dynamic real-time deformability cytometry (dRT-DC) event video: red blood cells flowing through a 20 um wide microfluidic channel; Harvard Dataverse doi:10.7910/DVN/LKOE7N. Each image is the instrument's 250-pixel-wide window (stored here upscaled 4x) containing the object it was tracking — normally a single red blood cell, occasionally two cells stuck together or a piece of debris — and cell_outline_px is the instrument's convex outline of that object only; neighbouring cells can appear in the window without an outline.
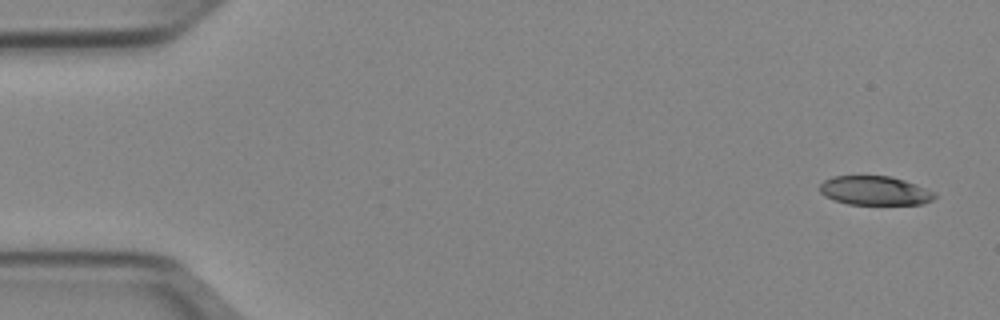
{"species": "Egyptian fruit bat (a non-hibernating species)", "species_latin": "Rousettus aegyptiacus", "temperature_condition": "cold", "stored_images_in_passage": 50, "camera_frame_rate_fps": 3000, "um_per_image_px": 0.085, "animal": {"sex": "female"}, "frame": {"image": 1, "passage_image": 1, "time_ms": 0.0, "image_size_px": [1000, 320], "cell_outline_px": [[936, 196], [932, 200], [924, 204], [848, 204], [832, 200], [824, 196], [820, 192], [820, 184], [824, 180], [832, 176], [892, 176], [916, 184], [936, 192]], "centroid_in_image_um": [74.36, 16.2], "position_along_channel_um": 10.6, "area_um2": 19.59}}
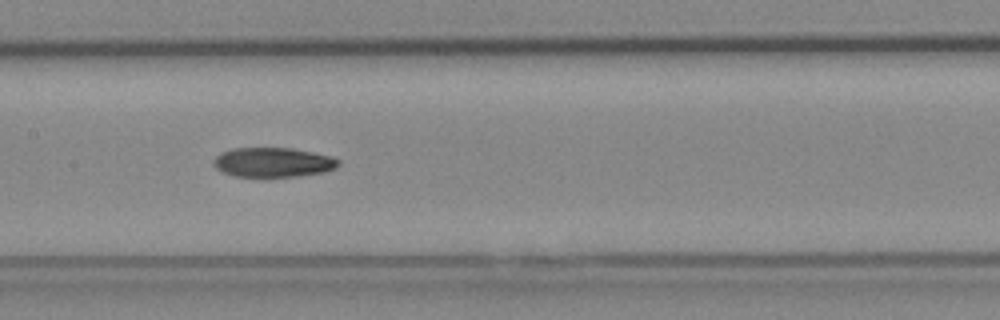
{"frame": {"image": 2, "passage_image": 24, "time_ms": 7.667, "image_size_px": [1000, 320], "cell_outline_px": [[340, 164], [336, 168], [324, 172], [300, 176], [236, 176], [220, 172], [212, 164], [212, 160], [220, 152], [232, 148], [292, 148], [332, 156], [340, 160]], "centroid_in_image_um": [23.19, 13.79], "position_along_channel_um": 184.2, "area_um2": 21.68}}
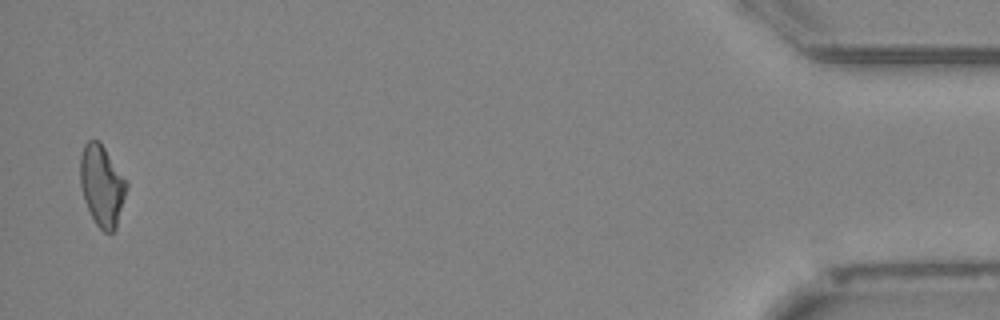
{"frame": {"image": 3, "passage_image": 49, "time_ms": 16.0, "image_size_px": [1000, 320], "cell_outline_px": [[128, 188], [116, 228], [112, 232], [104, 232], [96, 224], [84, 200], [80, 184], [80, 156], [84, 144], [88, 140], [100, 140], [128, 184]], "centroid_in_image_um": [8.66, 15.76], "position_along_channel_um": 426.5, "area_um2": 21.85}, "authors_computed_cell_mechanics": {"area_um2": 21.7328, "velocity_mm_per_s": 3.9639, "shape_relaxation_time_tau1_ms": 9.6214, "shape_relaxation_time_tau2_ms": 5.3194, "deformation_change_tau1": 0.2153, "deformation_change_tau2": 0.1253}}